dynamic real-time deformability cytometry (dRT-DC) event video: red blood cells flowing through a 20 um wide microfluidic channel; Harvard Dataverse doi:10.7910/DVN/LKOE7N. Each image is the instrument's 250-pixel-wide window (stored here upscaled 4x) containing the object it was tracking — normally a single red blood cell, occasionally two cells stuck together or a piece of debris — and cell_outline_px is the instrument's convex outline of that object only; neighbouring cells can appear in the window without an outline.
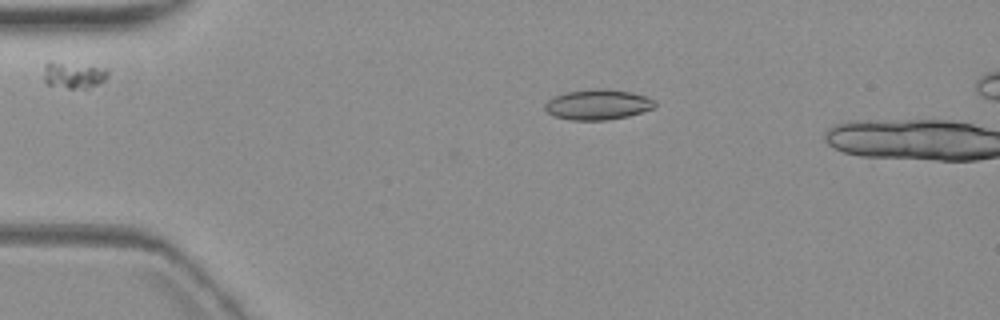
{"species": "common noctule bat (a hibernating species)", "species_latin": "Nyctalus noctula", "temperature_condition": "warm", "stored_images_in_passage": 3, "camera_frame_rate_fps": 3000, "um_per_image_px": 0.085, "animal": {"sex": "female", "body_mass_g": 19.3, "forearm_length_mm": 54.1}, "frame": {"image": 1, "passage_image": 2, "time_ms": 2.0, "image_size_px": [1000, 320], "cell_outline_px": [[656, 104], [652, 108], [628, 116], [608, 120], [572, 120], [556, 116], [548, 112], [544, 108], [544, 104], [552, 96], [564, 92], [592, 88], [604, 88], [632, 92], [656, 100]], "centroid_in_image_um": [50.79, 8.87], "position_along_channel_um": 34.2, "area_um2": 19.54}}